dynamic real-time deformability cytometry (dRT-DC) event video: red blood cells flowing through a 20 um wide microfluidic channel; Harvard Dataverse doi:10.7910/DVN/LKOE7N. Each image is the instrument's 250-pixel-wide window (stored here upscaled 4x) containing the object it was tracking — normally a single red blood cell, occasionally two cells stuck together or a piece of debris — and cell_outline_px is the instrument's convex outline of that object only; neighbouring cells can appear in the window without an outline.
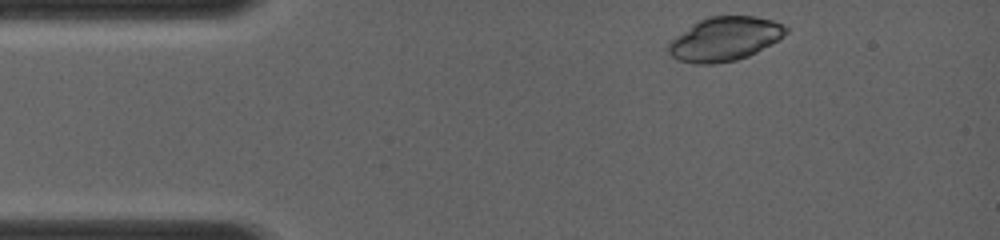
{"species": "common noctule bat (a hibernating species)", "species_latin": "Nyctalus noctula", "temperature_condition": "room temperature", "stored_images_in_passage": 4, "camera_frame_rate_fps": 4000, "um_per_image_px": 0.085, "animal": {"sex": "female", "body_mass_g": 19.0, "forearm_length_mm": 56.7}, "frame": {"image": 1, "passage_image": 1, "time_ms": 0.0, "image_size_px": [1000, 240], "cell_outline_px": [[788, 32], [784, 36], [772, 44], [748, 56], [736, 60], [712, 64], [696, 64], [680, 60], [672, 56], [668, 52], [668, 44], [676, 36], [692, 24], [708, 16], [756, 16], [772, 20], [784, 24], [788, 28]], "centroid_in_image_um": [61.63, 3.3], "position_along_channel_um": 23.4, "area_um2": 30.0}}